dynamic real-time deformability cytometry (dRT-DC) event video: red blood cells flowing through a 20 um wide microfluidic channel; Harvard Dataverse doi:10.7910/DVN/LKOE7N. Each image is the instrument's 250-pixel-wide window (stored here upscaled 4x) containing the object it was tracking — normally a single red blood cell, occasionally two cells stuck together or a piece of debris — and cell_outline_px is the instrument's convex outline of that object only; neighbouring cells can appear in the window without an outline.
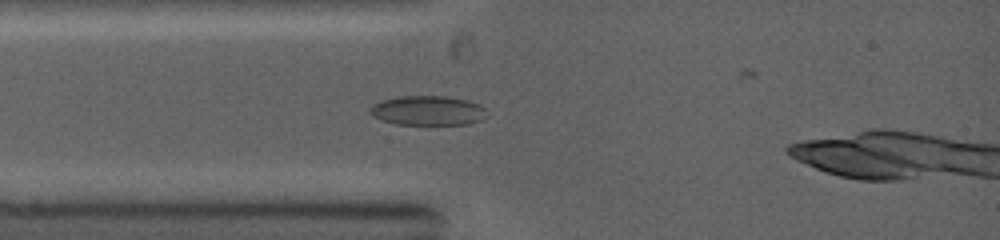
{"species": "common noctule bat (a hibernating species)", "species_latin": "Nyctalus noctula", "temperature_condition": "warm", "stored_images_in_passage": 3, "camera_frame_rate_fps": 5000, "um_per_image_px": 0.085, "animal": {"sex": "female", "body_mass_g": 19.0, "forearm_length_mm": 53.3}, "frame": {"image": 1, "passage_image": 1, "time_ms": 0.0, "image_size_px": [1000, 240], "cell_outline_px": [[484, 108], [480, 120], [468, 124], [396, 124], [372, 116], [372, 104], [380, 100], [396, 96], [444, 96], [464, 100], [480, 104]], "centroid_in_image_um": [36.3, 9.38], "position_along_channel_um": 48.7, "area_um2": 19.65}}